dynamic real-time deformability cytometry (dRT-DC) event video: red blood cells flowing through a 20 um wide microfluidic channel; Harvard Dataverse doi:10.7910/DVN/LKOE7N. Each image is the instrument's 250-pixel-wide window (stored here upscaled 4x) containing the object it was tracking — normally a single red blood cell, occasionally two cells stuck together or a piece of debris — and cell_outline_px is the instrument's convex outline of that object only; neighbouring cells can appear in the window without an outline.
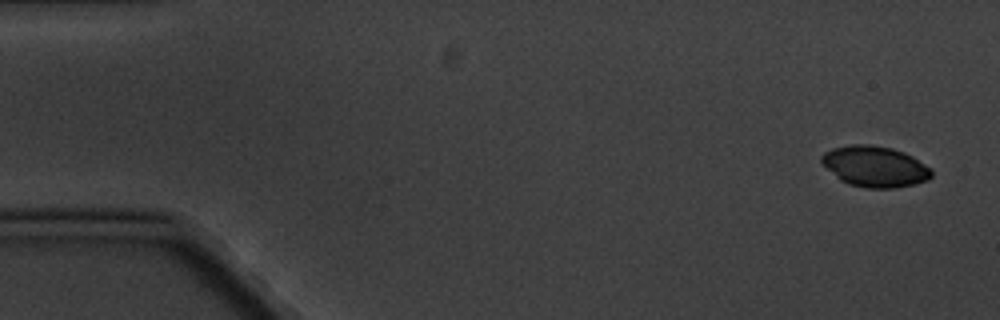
{"species": "common noctule bat (a hibernating species)", "species_latin": "Nyctalus noctula", "temperature_condition": "cold", "stored_images_in_passage": 5, "camera_frame_rate_fps": 3000, "um_per_image_px": 0.085, "animal": {"sex": "male", "body_mass_g": 20.1, "forearm_length_mm": 53.5}, "frame": {"image": 1, "passage_image": 1, "time_ms": 0.0, "image_size_px": [1000, 320], "cell_outline_px": [[932, 176], [928, 180], [916, 184], [892, 188], [868, 188], [848, 184], [840, 180], [820, 160], [820, 156], [824, 152], [832, 148], [852, 144], [868, 144], [892, 148], [904, 152], [912, 156], [932, 168]], "centroid_in_image_um": [74.39, 14.15], "position_along_channel_um": 10.6, "area_um2": 26.24}}
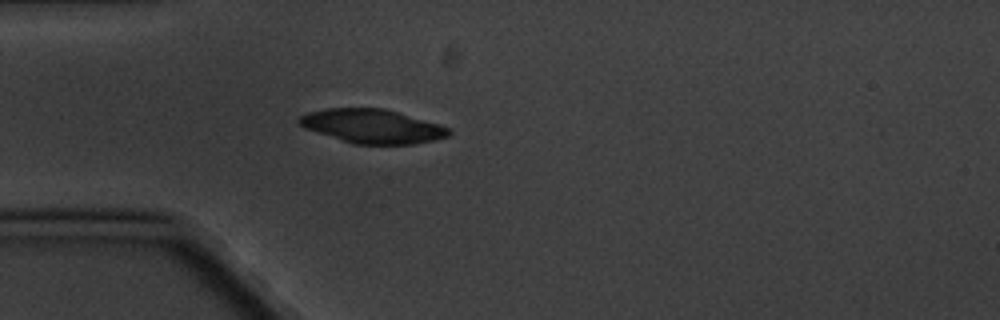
{"frame": {"image": 2, "passage_image": 5, "time_ms": 4.667, "image_size_px": [1000, 320], "cell_outline_px": [[452, 132], [448, 136], [432, 140], [412, 144], [352, 144], [304, 128], [296, 120], [300, 116], [308, 112], [328, 108], [384, 108], [440, 124], [452, 128]], "centroid_in_image_um": [31.65, 10.73], "position_along_channel_um": 53.4, "area_um2": 29.65}}